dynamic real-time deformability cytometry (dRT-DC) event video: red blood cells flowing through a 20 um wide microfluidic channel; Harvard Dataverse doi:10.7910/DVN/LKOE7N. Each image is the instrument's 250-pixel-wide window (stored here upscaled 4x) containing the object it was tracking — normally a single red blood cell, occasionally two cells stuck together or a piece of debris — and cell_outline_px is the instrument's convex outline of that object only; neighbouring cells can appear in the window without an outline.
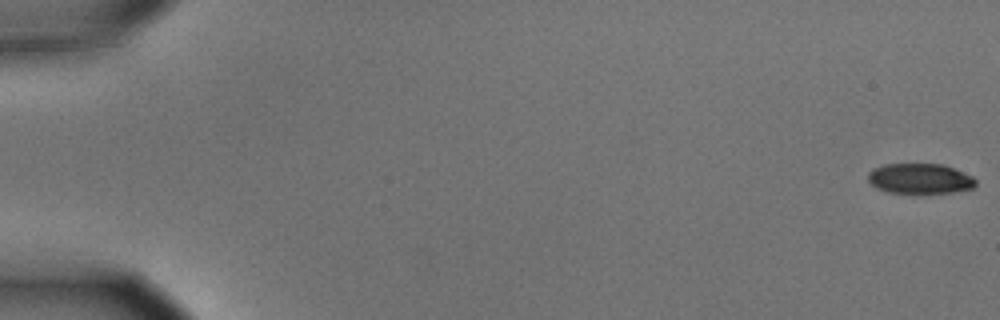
{"species": "common noctule bat (a hibernating species)", "species_latin": "Nyctalus noctula", "temperature_condition": "cold", "stored_images_in_passage": 55, "camera_frame_rate_fps": 3000, "um_per_image_px": 0.085, "animal": {"sex": "male", "body_mass_g": 15.6}, "frame": {"image": 1, "passage_image": 1, "time_ms": 0.0, "image_size_px": [1000, 320], "cell_outline_px": [[976, 184], [972, 188], [952, 192], [912, 196], [888, 192], [876, 188], [868, 180], [868, 172], [872, 168], [884, 164], [944, 164], [972, 176], [976, 180]], "centroid_in_image_um": [78.16, 15.22], "position_along_channel_um": 6.8, "area_um2": 19.71}}
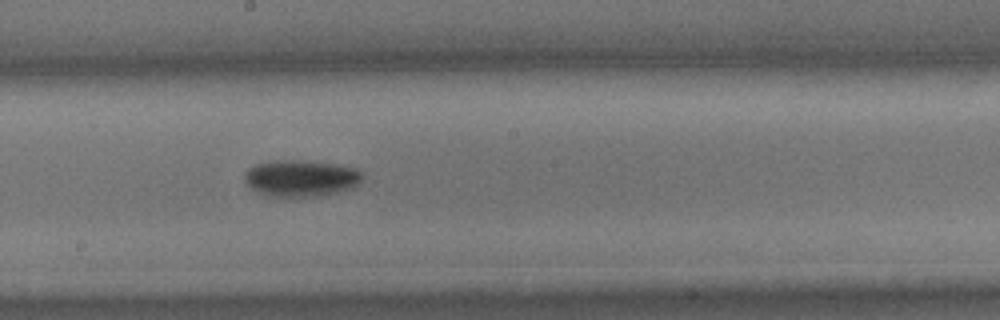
{"frame": {"image": 2, "passage_image": 32, "time_ms": 10.333, "image_size_px": [1000, 320], "cell_outline_px": [[364, 176], [360, 184], [352, 188], [340, 192], [316, 196], [268, 196], [256, 192], [244, 180], [244, 172], [248, 168], [256, 164], [276, 160], [300, 160], [332, 164], [356, 168], [364, 172]], "centroid_in_image_um": [25.6, 15.15], "position_along_channel_um": 222.6, "area_um2": 25.26}}
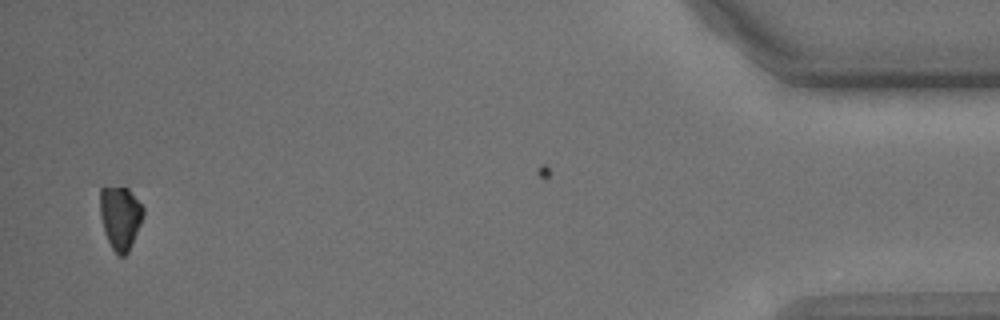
{"frame": {"image": 3, "passage_image": 55, "time_ms": 18.0, "image_size_px": [1000, 320], "cell_outline_px": [[144, 216], [128, 252], [124, 256], [120, 256], [112, 248], [104, 232], [100, 216], [100, 188], [128, 188], [144, 208]], "centroid_in_image_um": [10.23, 18.5], "position_along_channel_um": 425.0, "area_um2": 15.78}, "authors_computed_cell_mechanics": {"area_um2": 21.7906, "velocity_mm_per_s": 3.641, "shape_relaxation_time_tau1_ms": 2.2364, "shape_relaxation_time_tau2_ms": null, "deformation_change_tau1": 0.0994, "deformation_change_tau2": null}}